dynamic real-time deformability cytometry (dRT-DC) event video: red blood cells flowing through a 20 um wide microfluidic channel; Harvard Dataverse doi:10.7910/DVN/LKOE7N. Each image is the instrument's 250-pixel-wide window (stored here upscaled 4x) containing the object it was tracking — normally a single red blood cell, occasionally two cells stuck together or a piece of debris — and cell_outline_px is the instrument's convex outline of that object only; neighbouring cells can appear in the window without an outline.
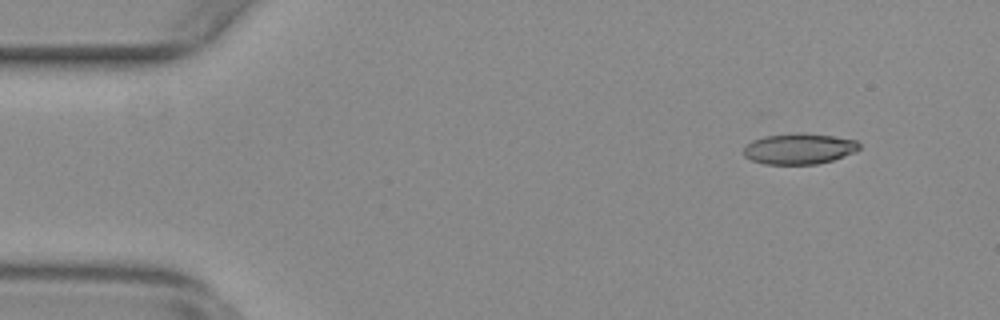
{"species": "common noctule bat (a hibernating species)", "species_latin": "Nyctalus noctula", "temperature_condition": "warm", "stored_images_in_passage": 18, "camera_frame_rate_fps": 3000, "um_per_image_px": 0.085, "animal": {"sex": "female", "body_mass_g": 29.2, "forearm_length_mm": 56.3}, "frame": {"image": 1, "passage_image": 6, "time_ms": 1.667, "image_size_px": [1000, 320], "cell_outline_px": [[860, 148], [856, 152], [832, 160], [816, 164], [764, 164], [752, 160], [744, 156], [744, 148], [752, 140], [764, 136], [800, 132], [832, 136], [856, 140], [860, 144]], "centroid_in_image_um": [67.93, 12.64], "position_along_channel_um": 17.1, "area_um2": 20.75}}